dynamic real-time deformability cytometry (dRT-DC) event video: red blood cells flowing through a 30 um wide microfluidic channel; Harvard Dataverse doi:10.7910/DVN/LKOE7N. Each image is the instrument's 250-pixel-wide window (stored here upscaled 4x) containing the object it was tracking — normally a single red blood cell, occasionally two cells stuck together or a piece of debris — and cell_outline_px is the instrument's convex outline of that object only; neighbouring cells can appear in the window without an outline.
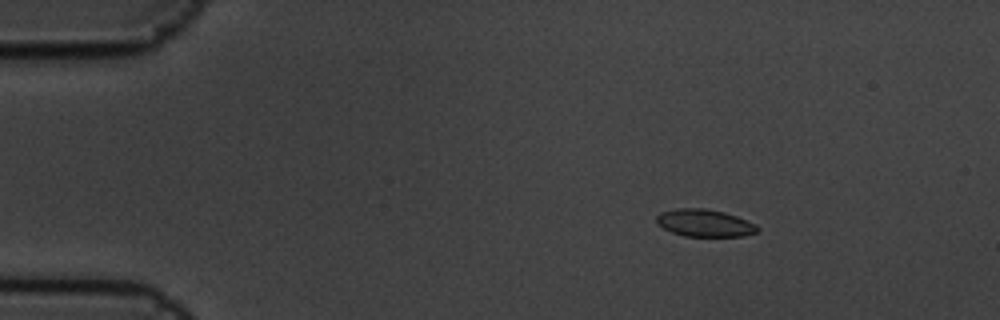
{"species": "common noctule bat (a hibernating species)", "species_latin": "Nyctalus noctula", "temperature_condition": "cold", "stored_images_in_passage": 9, "camera_frame_rate_fps": 3000, "um_per_image_px": 0.085, "animal": {"sex": "male", "body_mass_g": 19.5, "forearm_length_mm": 54.6}, "frame": {"image": 1, "passage_image": 2, "time_ms": 0.333, "image_size_px": [1000, 320], "cell_outline_px": [[760, 228], [756, 232], [744, 236], [684, 236], [672, 232], [656, 224], [656, 216], [660, 212], [676, 208], [704, 208], [724, 212], [736, 216], [756, 224]], "centroid_in_image_um": [59.87, 18.95], "position_along_channel_um": 25.1, "area_um2": 16.13}}
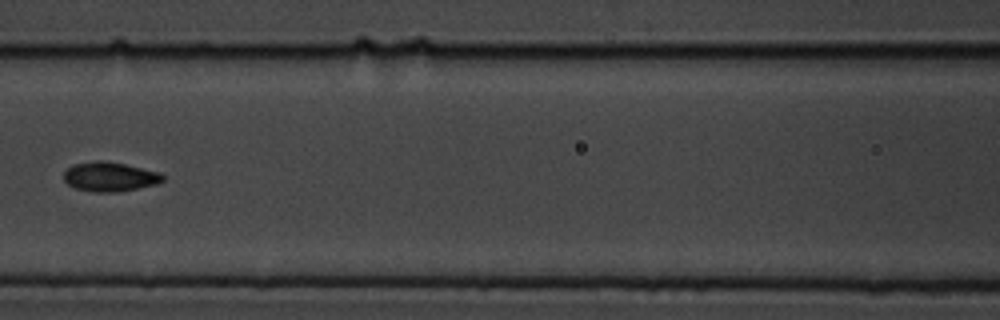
{"frame": {"image": 2, "passage_image": 7, "time_ms": 2.0, "image_size_px": [1000, 320], "cell_outline_px": [[164, 180], [156, 184], [116, 192], [96, 192], [76, 188], [68, 184], [64, 180], [64, 172], [72, 164], [96, 160], [108, 160], [160, 172], [164, 176]], "centroid_in_image_um": [9.33, 15.0], "position_along_channel_um": 157.3, "area_um2": 16.99}}
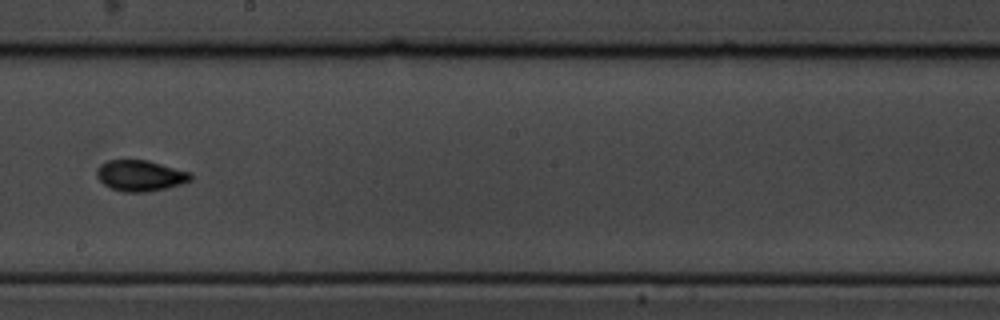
{"frame": {"image": 3, "passage_image": 9, "time_ms": 2.667, "image_size_px": [1000, 320], "cell_outline_px": [[192, 180], [168, 188], [144, 192], [124, 192], [112, 188], [104, 184], [96, 176], [96, 168], [100, 164], [108, 160], [148, 160], [192, 172]], "centroid_in_image_um": [11.94, 14.92], "position_along_channel_um": 236.3, "area_um2": 17.05}}